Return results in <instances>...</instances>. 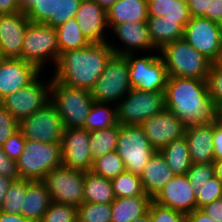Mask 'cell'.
I'll return each mask as SVG.
<instances>
[{
  "label": "cell",
  "mask_w": 222,
  "mask_h": 222,
  "mask_svg": "<svg viewBox=\"0 0 222 222\" xmlns=\"http://www.w3.org/2000/svg\"><path fill=\"white\" fill-rule=\"evenodd\" d=\"M164 93L166 110L187 127L217 121L219 108L209 96L206 80L168 77Z\"/></svg>",
  "instance_id": "obj_1"
},
{
  "label": "cell",
  "mask_w": 222,
  "mask_h": 222,
  "mask_svg": "<svg viewBox=\"0 0 222 222\" xmlns=\"http://www.w3.org/2000/svg\"><path fill=\"white\" fill-rule=\"evenodd\" d=\"M113 54L108 42L65 51L59 55L51 77L66 86L91 91Z\"/></svg>",
  "instance_id": "obj_2"
},
{
  "label": "cell",
  "mask_w": 222,
  "mask_h": 222,
  "mask_svg": "<svg viewBox=\"0 0 222 222\" xmlns=\"http://www.w3.org/2000/svg\"><path fill=\"white\" fill-rule=\"evenodd\" d=\"M158 52L168 77L207 79L212 62L183 38L166 44Z\"/></svg>",
  "instance_id": "obj_3"
},
{
  "label": "cell",
  "mask_w": 222,
  "mask_h": 222,
  "mask_svg": "<svg viewBox=\"0 0 222 222\" xmlns=\"http://www.w3.org/2000/svg\"><path fill=\"white\" fill-rule=\"evenodd\" d=\"M16 164L20 179L42 181L48 173L62 165L61 143L26 139Z\"/></svg>",
  "instance_id": "obj_4"
},
{
  "label": "cell",
  "mask_w": 222,
  "mask_h": 222,
  "mask_svg": "<svg viewBox=\"0 0 222 222\" xmlns=\"http://www.w3.org/2000/svg\"><path fill=\"white\" fill-rule=\"evenodd\" d=\"M65 129L82 128L94 99L89 90L66 86L51 77V100Z\"/></svg>",
  "instance_id": "obj_5"
},
{
  "label": "cell",
  "mask_w": 222,
  "mask_h": 222,
  "mask_svg": "<svg viewBox=\"0 0 222 222\" xmlns=\"http://www.w3.org/2000/svg\"><path fill=\"white\" fill-rule=\"evenodd\" d=\"M58 59L56 29L44 23L30 22L24 35L22 60L35 65L42 72L47 62L55 67Z\"/></svg>",
  "instance_id": "obj_6"
},
{
  "label": "cell",
  "mask_w": 222,
  "mask_h": 222,
  "mask_svg": "<svg viewBox=\"0 0 222 222\" xmlns=\"http://www.w3.org/2000/svg\"><path fill=\"white\" fill-rule=\"evenodd\" d=\"M130 91L128 59L125 55L113 54L90 91L92 98L117 105Z\"/></svg>",
  "instance_id": "obj_7"
},
{
  "label": "cell",
  "mask_w": 222,
  "mask_h": 222,
  "mask_svg": "<svg viewBox=\"0 0 222 222\" xmlns=\"http://www.w3.org/2000/svg\"><path fill=\"white\" fill-rule=\"evenodd\" d=\"M116 152L125 169L140 176L145 165L157 150L149 143L140 125H120Z\"/></svg>",
  "instance_id": "obj_8"
},
{
  "label": "cell",
  "mask_w": 222,
  "mask_h": 222,
  "mask_svg": "<svg viewBox=\"0 0 222 222\" xmlns=\"http://www.w3.org/2000/svg\"><path fill=\"white\" fill-rule=\"evenodd\" d=\"M166 110L164 92L131 89L117 104V122L120 125H140Z\"/></svg>",
  "instance_id": "obj_9"
},
{
  "label": "cell",
  "mask_w": 222,
  "mask_h": 222,
  "mask_svg": "<svg viewBox=\"0 0 222 222\" xmlns=\"http://www.w3.org/2000/svg\"><path fill=\"white\" fill-rule=\"evenodd\" d=\"M142 56H135V53L126 55L131 89L165 92L168 74L161 56L152 52Z\"/></svg>",
  "instance_id": "obj_10"
},
{
  "label": "cell",
  "mask_w": 222,
  "mask_h": 222,
  "mask_svg": "<svg viewBox=\"0 0 222 222\" xmlns=\"http://www.w3.org/2000/svg\"><path fill=\"white\" fill-rule=\"evenodd\" d=\"M39 77L2 99V106L19 123L51 100V77L48 82H43Z\"/></svg>",
  "instance_id": "obj_11"
},
{
  "label": "cell",
  "mask_w": 222,
  "mask_h": 222,
  "mask_svg": "<svg viewBox=\"0 0 222 222\" xmlns=\"http://www.w3.org/2000/svg\"><path fill=\"white\" fill-rule=\"evenodd\" d=\"M42 182L53 202L76 207L84 203V171L61 165L48 173Z\"/></svg>",
  "instance_id": "obj_12"
},
{
  "label": "cell",
  "mask_w": 222,
  "mask_h": 222,
  "mask_svg": "<svg viewBox=\"0 0 222 222\" xmlns=\"http://www.w3.org/2000/svg\"><path fill=\"white\" fill-rule=\"evenodd\" d=\"M19 130L25 139L44 143H61L65 128L55 105L50 101L22 120L19 123Z\"/></svg>",
  "instance_id": "obj_13"
},
{
  "label": "cell",
  "mask_w": 222,
  "mask_h": 222,
  "mask_svg": "<svg viewBox=\"0 0 222 222\" xmlns=\"http://www.w3.org/2000/svg\"><path fill=\"white\" fill-rule=\"evenodd\" d=\"M183 39L212 63L218 60L222 50L218 22L204 17H191L184 27Z\"/></svg>",
  "instance_id": "obj_14"
},
{
  "label": "cell",
  "mask_w": 222,
  "mask_h": 222,
  "mask_svg": "<svg viewBox=\"0 0 222 222\" xmlns=\"http://www.w3.org/2000/svg\"><path fill=\"white\" fill-rule=\"evenodd\" d=\"M62 165L92 171L94 160L89 148V132L84 128L65 129L61 141Z\"/></svg>",
  "instance_id": "obj_15"
},
{
  "label": "cell",
  "mask_w": 222,
  "mask_h": 222,
  "mask_svg": "<svg viewBox=\"0 0 222 222\" xmlns=\"http://www.w3.org/2000/svg\"><path fill=\"white\" fill-rule=\"evenodd\" d=\"M140 126L157 151L171 141L185 137L187 130V126L168 110L148 118Z\"/></svg>",
  "instance_id": "obj_16"
},
{
  "label": "cell",
  "mask_w": 222,
  "mask_h": 222,
  "mask_svg": "<svg viewBox=\"0 0 222 222\" xmlns=\"http://www.w3.org/2000/svg\"><path fill=\"white\" fill-rule=\"evenodd\" d=\"M185 215L197 209L196 193L187 175H174L152 199Z\"/></svg>",
  "instance_id": "obj_17"
},
{
  "label": "cell",
  "mask_w": 222,
  "mask_h": 222,
  "mask_svg": "<svg viewBox=\"0 0 222 222\" xmlns=\"http://www.w3.org/2000/svg\"><path fill=\"white\" fill-rule=\"evenodd\" d=\"M30 23L24 11L0 15V58H21L24 35Z\"/></svg>",
  "instance_id": "obj_18"
},
{
  "label": "cell",
  "mask_w": 222,
  "mask_h": 222,
  "mask_svg": "<svg viewBox=\"0 0 222 222\" xmlns=\"http://www.w3.org/2000/svg\"><path fill=\"white\" fill-rule=\"evenodd\" d=\"M41 71L21 58H0V98L22 89Z\"/></svg>",
  "instance_id": "obj_19"
},
{
  "label": "cell",
  "mask_w": 222,
  "mask_h": 222,
  "mask_svg": "<svg viewBox=\"0 0 222 222\" xmlns=\"http://www.w3.org/2000/svg\"><path fill=\"white\" fill-rule=\"evenodd\" d=\"M113 33L119 38L122 45L126 48H119L120 45H114L108 41V44L112 47L114 54L127 55L130 53H136V51H158L150 37L147 21L144 22H126L115 25L112 28Z\"/></svg>",
  "instance_id": "obj_20"
},
{
  "label": "cell",
  "mask_w": 222,
  "mask_h": 222,
  "mask_svg": "<svg viewBox=\"0 0 222 222\" xmlns=\"http://www.w3.org/2000/svg\"><path fill=\"white\" fill-rule=\"evenodd\" d=\"M74 18L90 43L108 42L104 35L109 28L107 10L94 0H82Z\"/></svg>",
  "instance_id": "obj_21"
},
{
  "label": "cell",
  "mask_w": 222,
  "mask_h": 222,
  "mask_svg": "<svg viewBox=\"0 0 222 222\" xmlns=\"http://www.w3.org/2000/svg\"><path fill=\"white\" fill-rule=\"evenodd\" d=\"M185 138L192 164L213 163V122L187 127Z\"/></svg>",
  "instance_id": "obj_22"
},
{
  "label": "cell",
  "mask_w": 222,
  "mask_h": 222,
  "mask_svg": "<svg viewBox=\"0 0 222 222\" xmlns=\"http://www.w3.org/2000/svg\"><path fill=\"white\" fill-rule=\"evenodd\" d=\"M173 176L174 174L164 157L157 151L145 165L140 175L145 194L153 199Z\"/></svg>",
  "instance_id": "obj_23"
},
{
  "label": "cell",
  "mask_w": 222,
  "mask_h": 222,
  "mask_svg": "<svg viewBox=\"0 0 222 222\" xmlns=\"http://www.w3.org/2000/svg\"><path fill=\"white\" fill-rule=\"evenodd\" d=\"M52 203L50 194L42 181H30L21 207V214L33 222H40Z\"/></svg>",
  "instance_id": "obj_24"
},
{
  "label": "cell",
  "mask_w": 222,
  "mask_h": 222,
  "mask_svg": "<svg viewBox=\"0 0 222 222\" xmlns=\"http://www.w3.org/2000/svg\"><path fill=\"white\" fill-rule=\"evenodd\" d=\"M147 19V0H118L107 9L109 29L120 23L144 22Z\"/></svg>",
  "instance_id": "obj_25"
},
{
  "label": "cell",
  "mask_w": 222,
  "mask_h": 222,
  "mask_svg": "<svg viewBox=\"0 0 222 222\" xmlns=\"http://www.w3.org/2000/svg\"><path fill=\"white\" fill-rule=\"evenodd\" d=\"M152 198L147 194L137 197H119L111 203V222H131L149 210Z\"/></svg>",
  "instance_id": "obj_26"
},
{
  "label": "cell",
  "mask_w": 222,
  "mask_h": 222,
  "mask_svg": "<svg viewBox=\"0 0 222 222\" xmlns=\"http://www.w3.org/2000/svg\"><path fill=\"white\" fill-rule=\"evenodd\" d=\"M147 25L154 47L159 51L166 44L183 38L184 26L165 17H148Z\"/></svg>",
  "instance_id": "obj_27"
},
{
  "label": "cell",
  "mask_w": 222,
  "mask_h": 222,
  "mask_svg": "<svg viewBox=\"0 0 222 222\" xmlns=\"http://www.w3.org/2000/svg\"><path fill=\"white\" fill-rule=\"evenodd\" d=\"M112 180L95 174L84 172V202L112 203L115 199Z\"/></svg>",
  "instance_id": "obj_28"
},
{
  "label": "cell",
  "mask_w": 222,
  "mask_h": 222,
  "mask_svg": "<svg viewBox=\"0 0 222 222\" xmlns=\"http://www.w3.org/2000/svg\"><path fill=\"white\" fill-rule=\"evenodd\" d=\"M188 144L185 137L173 140L159 152L164 157L174 175H185L192 165Z\"/></svg>",
  "instance_id": "obj_29"
},
{
  "label": "cell",
  "mask_w": 222,
  "mask_h": 222,
  "mask_svg": "<svg viewBox=\"0 0 222 222\" xmlns=\"http://www.w3.org/2000/svg\"><path fill=\"white\" fill-rule=\"evenodd\" d=\"M117 124V105L113 104V107H110V103L94 101L82 128L90 132L116 126Z\"/></svg>",
  "instance_id": "obj_30"
},
{
  "label": "cell",
  "mask_w": 222,
  "mask_h": 222,
  "mask_svg": "<svg viewBox=\"0 0 222 222\" xmlns=\"http://www.w3.org/2000/svg\"><path fill=\"white\" fill-rule=\"evenodd\" d=\"M59 55L68 50L82 49L90 44L75 18L56 27Z\"/></svg>",
  "instance_id": "obj_31"
},
{
  "label": "cell",
  "mask_w": 222,
  "mask_h": 222,
  "mask_svg": "<svg viewBox=\"0 0 222 222\" xmlns=\"http://www.w3.org/2000/svg\"><path fill=\"white\" fill-rule=\"evenodd\" d=\"M119 136V123L109 128L89 132V148L93 160L116 151Z\"/></svg>",
  "instance_id": "obj_32"
},
{
  "label": "cell",
  "mask_w": 222,
  "mask_h": 222,
  "mask_svg": "<svg viewBox=\"0 0 222 222\" xmlns=\"http://www.w3.org/2000/svg\"><path fill=\"white\" fill-rule=\"evenodd\" d=\"M92 171L107 179L116 178L126 171L122 158L116 151L108 152L94 160Z\"/></svg>",
  "instance_id": "obj_33"
},
{
  "label": "cell",
  "mask_w": 222,
  "mask_h": 222,
  "mask_svg": "<svg viewBox=\"0 0 222 222\" xmlns=\"http://www.w3.org/2000/svg\"><path fill=\"white\" fill-rule=\"evenodd\" d=\"M113 190L116 198L137 197L145 192L142 187L140 176L131 172H123L112 179Z\"/></svg>",
  "instance_id": "obj_34"
},
{
  "label": "cell",
  "mask_w": 222,
  "mask_h": 222,
  "mask_svg": "<svg viewBox=\"0 0 222 222\" xmlns=\"http://www.w3.org/2000/svg\"><path fill=\"white\" fill-rule=\"evenodd\" d=\"M57 0H36L25 12L31 23H44L56 28Z\"/></svg>",
  "instance_id": "obj_35"
},
{
  "label": "cell",
  "mask_w": 222,
  "mask_h": 222,
  "mask_svg": "<svg viewBox=\"0 0 222 222\" xmlns=\"http://www.w3.org/2000/svg\"><path fill=\"white\" fill-rule=\"evenodd\" d=\"M31 180L18 179L12 181L7 191L6 197L0 206V211L14 214H21L23 199L26 194L27 184Z\"/></svg>",
  "instance_id": "obj_36"
},
{
  "label": "cell",
  "mask_w": 222,
  "mask_h": 222,
  "mask_svg": "<svg viewBox=\"0 0 222 222\" xmlns=\"http://www.w3.org/2000/svg\"><path fill=\"white\" fill-rule=\"evenodd\" d=\"M77 222H111V203H87L77 207Z\"/></svg>",
  "instance_id": "obj_37"
},
{
  "label": "cell",
  "mask_w": 222,
  "mask_h": 222,
  "mask_svg": "<svg viewBox=\"0 0 222 222\" xmlns=\"http://www.w3.org/2000/svg\"><path fill=\"white\" fill-rule=\"evenodd\" d=\"M196 193L197 209H201L207 204L222 198V182L213 176L202 185L193 187Z\"/></svg>",
  "instance_id": "obj_38"
},
{
  "label": "cell",
  "mask_w": 222,
  "mask_h": 222,
  "mask_svg": "<svg viewBox=\"0 0 222 222\" xmlns=\"http://www.w3.org/2000/svg\"><path fill=\"white\" fill-rule=\"evenodd\" d=\"M40 222H77V207L52 201Z\"/></svg>",
  "instance_id": "obj_39"
},
{
  "label": "cell",
  "mask_w": 222,
  "mask_h": 222,
  "mask_svg": "<svg viewBox=\"0 0 222 222\" xmlns=\"http://www.w3.org/2000/svg\"><path fill=\"white\" fill-rule=\"evenodd\" d=\"M151 222H186V215L153 200L149 206Z\"/></svg>",
  "instance_id": "obj_40"
},
{
  "label": "cell",
  "mask_w": 222,
  "mask_h": 222,
  "mask_svg": "<svg viewBox=\"0 0 222 222\" xmlns=\"http://www.w3.org/2000/svg\"><path fill=\"white\" fill-rule=\"evenodd\" d=\"M210 98L218 108L222 106V68L212 63L206 79Z\"/></svg>",
  "instance_id": "obj_41"
},
{
  "label": "cell",
  "mask_w": 222,
  "mask_h": 222,
  "mask_svg": "<svg viewBox=\"0 0 222 222\" xmlns=\"http://www.w3.org/2000/svg\"><path fill=\"white\" fill-rule=\"evenodd\" d=\"M190 185H202L207 180L215 176L213 163H195L190 166L186 173Z\"/></svg>",
  "instance_id": "obj_42"
},
{
  "label": "cell",
  "mask_w": 222,
  "mask_h": 222,
  "mask_svg": "<svg viewBox=\"0 0 222 222\" xmlns=\"http://www.w3.org/2000/svg\"><path fill=\"white\" fill-rule=\"evenodd\" d=\"M165 20L179 21L184 27L190 21L188 2L185 0H169V8L164 13Z\"/></svg>",
  "instance_id": "obj_43"
},
{
  "label": "cell",
  "mask_w": 222,
  "mask_h": 222,
  "mask_svg": "<svg viewBox=\"0 0 222 222\" xmlns=\"http://www.w3.org/2000/svg\"><path fill=\"white\" fill-rule=\"evenodd\" d=\"M82 0H57L56 27L75 17Z\"/></svg>",
  "instance_id": "obj_44"
},
{
  "label": "cell",
  "mask_w": 222,
  "mask_h": 222,
  "mask_svg": "<svg viewBox=\"0 0 222 222\" xmlns=\"http://www.w3.org/2000/svg\"><path fill=\"white\" fill-rule=\"evenodd\" d=\"M19 130V122L3 106L0 107V146Z\"/></svg>",
  "instance_id": "obj_45"
},
{
  "label": "cell",
  "mask_w": 222,
  "mask_h": 222,
  "mask_svg": "<svg viewBox=\"0 0 222 222\" xmlns=\"http://www.w3.org/2000/svg\"><path fill=\"white\" fill-rule=\"evenodd\" d=\"M25 137L22 132L18 130L12 136H10L2 145L3 151L6 155L13 160H17L24 149Z\"/></svg>",
  "instance_id": "obj_46"
},
{
  "label": "cell",
  "mask_w": 222,
  "mask_h": 222,
  "mask_svg": "<svg viewBox=\"0 0 222 222\" xmlns=\"http://www.w3.org/2000/svg\"><path fill=\"white\" fill-rule=\"evenodd\" d=\"M0 175L8 177L13 181L20 179L17 172L16 161L10 159L6 155V153L3 151L2 146H0Z\"/></svg>",
  "instance_id": "obj_47"
},
{
  "label": "cell",
  "mask_w": 222,
  "mask_h": 222,
  "mask_svg": "<svg viewBox=\"0 0 222 222\" xmlns=\"http://www.w3.org/2000/svg\"><path fill=\"white\" fill-rule=\"evenodd\" d=\"M148 17H163L169 8V0H147Z\"/></svg>",
  "instance_id": "obj_48"
},
{
  "label": "cell",
  "mask_w": 222,
  "mask_h": 222,
  "mask_svg": "<svg viewBox=\"0 0 222 222\" xmlns=\"http://www.w3.org/2000/svg\"><path fill=\"white\" fill-rule=\"evenodd\" d=\"M210 1L212 0H188V7L191 17L206 18V11H209Z\"/></svg>",
  "instance_id": "obj_49"
},
{
  "label": "cell",
  "mask_w": 222,
  "mask_h": 222,
  "mask_svg": "<svg viewBox=\"0 0 222 222\" xmlns=\"http://www.w3.org/2000/svg\"><path fill=\"white\" fill-rule=\"evenodd\" d=\"M215 222H222V198L201 208Z\"/></svg>",
  "instance_id": "obj_50"
},
{
  "label": "cell",
  "mask_w": 222,
  "mask_h": 222,
  "mask_svg": "<svg viewBox=\"0 0 222 222\" xmlns=\"http://www.w3.org/2000/svg\"><path fill=\"white\" fill-rule=\"evenodd\" d=\"M214 160L222 159V127L213 122Z\"/></svg>",
  "instance_id": "obj_51"
},
{
  "label": "cell",
  "mask_w": 222,
  "mask_h": 222,
  "mask_svg": "<svg viewBox=\"0 0 222 222\" xmlns=\"http://www.w3.org/2000/svg\"><path fill=\"white\" fill-rule=\"evenodd\" d=\"M206 18L219 22L222 19V0L210 1L209 11H206Z\"/></svg>",
  "instance_id": "obj_52"
},
{
  "label": "cell",
  "mask_w": 222,
  "mask_h": 222,
  "mask_svg": "<svg viewBox=\"0 0 222 222\" xmlns=\"http://www.w3.org/2000/svg\"><path fill=\"white\" fill-rule=\"evenodd\" d=\"M20 11L19 0H0V15L15 14Z\"/></svg>",
  "instance_id": "obj_53"
},
{
  "label": "cell",
  "mask_w": 222,
  "mask_h": 222,
  "mask_svg": "<svg viewBox=\"0 0 222 222\" xmlns=\"http://www.w3.org/2000/svg\"><path fill=\"white\" fill-rule=\"evenodd\" d=\"M186 222H215L203 210L195 209L186 215Z\"/></svg>",
  "instance_id": "obj_54"
},
{
  "label": "cell",
  "mask_w": 222,
  "mask_h": 222,
  "mask_svg": "<svg viewBox=\"0 0 222 222\" xmlns=\"http://www.w3.org/2000/svg\"><path fill=\"white\" fill-rule=\"evenodd\" d=\"M0 222H33L22 214H14L0 211Z\"/></svg>",
  "instance_id": "obj_55"
},
{
  "label": "cell",
  "mask_w": 222,
  "mask_h": 222,
  "mask_svg": "<svg viewBox=\"0 0 222 222\" xmlns=\"http://www.w3.org/2000/svg\"><path fill=\"white\" fill-rule=\"evenodd\" d=\"M12 181V179L0 175V206L2 205L6 197L7 191Z\"/></svg>",
  "instance_id": "obj_56"
},
{
  "label": "cell",
  "mask_w": 222,
  "mask_h": 222,
  "mask_svg": "<svg viewBox=\"0 0 222 222\" xmlns=\"http://www.w3.org/2000/svg\"><path fill=\"white\" fill-rule=\"evenodd\" d=\"M215 176L222 182V159L213 161Z\"/></svg>",
  "instance_id": "obj_57"
},
{
  "label": "cell",
  "mask_w": 222,
  "mask_h": 222,
  "mask_svg": "<svg viewBox=\"0 0 222 222\" xmlns=\"http://www.w3.org/2000/svg\"><path fill=\"white\" fill-rule=\"evenodd\" d=\"M97 4L103 7L105 10L114 5L118 0H94Z\"/></svg>",
  "instance_id": "obj_58"
},
{
  "label": "cell",
  "mask_w": 222,
  "mask_h": 222,
  "mask_svg": "<svg viewBox=\"0 0 222 222\" xmlns=\"http://www.w3.org/2000/svg\"><path fill=\"white\" fill-rule=\"evenodd\" d=\"M35 1L36 0H19L21 11L26 12L30 8V6L34 4Z\"/></svg>",
  "instance_id": "obj_59"
},
{
  "label": "cell",
  "mask_w": 222,
  "mask_h": 222,
  "mask_svg": "<svg viewBox=\"0 0 222 222\" xmlns=\"http://www.w3.org/2000/svg\"><path fill=\"white\" fill-rule=\"evenodd\" d=\"M131 222H151L149 211L146 214L142 215L141 217L132 220Z\"/></svg>",
  "instance_id": "obj_60"
},
{
  "label": "cell",
  "mask_w": 222,
  "mask_h": 222,
  "mask_svg": "<svg viewBox=\"0 0 222 222\" xmlns=\"http://www.w3.org/2000/svg\"><path fill=\"white\" fill-rule=\"evenodd\" d=\"M219 67L222 68V50L220 52L218 60L215 62Z\"/></svg>",
  "instance_id": "obj_61"
},
{
  "label": "cell",
  "mask_w": 222,
  "mask_h": 222,
  "mask_svg": "<svg viewBox=\"0 0 222 222\" xmlns=\"http://www.w3.org/2000/svg\"><path fill=\"white\" fill-rule=\"evenodd\" d=\"M217 123L222 127V116H217Z\"/></svg>",
  "instance_id": "obj_62"
},
{
  "label": "cell",
  "mask_w": 222,
  "mask_h": 222,
  "mask_svg": "<svg viewBox=\"0 0 222 222\" xmlns=\"http://www.w3.org/2000/svg\"><path fill=\"white\" fill-rule=\"evenodd\" d=\"M218 26H219L221 34H222V19L218 22Z\"/></svg>",
  "instance_id": "obj_63"
},
{
  "label": "cell",
  "mask_w": 222,
  "mask_h": 222,
  "mask_svg": "<svg viewBox=\"0 0 222 222\" xmlns=\"http://www.w3.org/2000/svg\"><path fill=\"white\" fill-rule=\"evenodd\" d=\"M217 116H222V106L219 108V111H218V115Z\"/></svg>",
  "instance_id": "obj_64"
},
{
  "label": "cell",
  "mask_w": 222,
  "mask_h": 222,
  "mask_svg": "<svg viewBox=\"0 0 222 222\" xmlns=\"http://www.w3.org/2000/svg\"><path fill=\"white\" fill-rule=\"evenodd\" d=\"M2 106V99L0 98V107Z\"/></svg>",
  "instance_id": "obj_65"
}]
</instances>
